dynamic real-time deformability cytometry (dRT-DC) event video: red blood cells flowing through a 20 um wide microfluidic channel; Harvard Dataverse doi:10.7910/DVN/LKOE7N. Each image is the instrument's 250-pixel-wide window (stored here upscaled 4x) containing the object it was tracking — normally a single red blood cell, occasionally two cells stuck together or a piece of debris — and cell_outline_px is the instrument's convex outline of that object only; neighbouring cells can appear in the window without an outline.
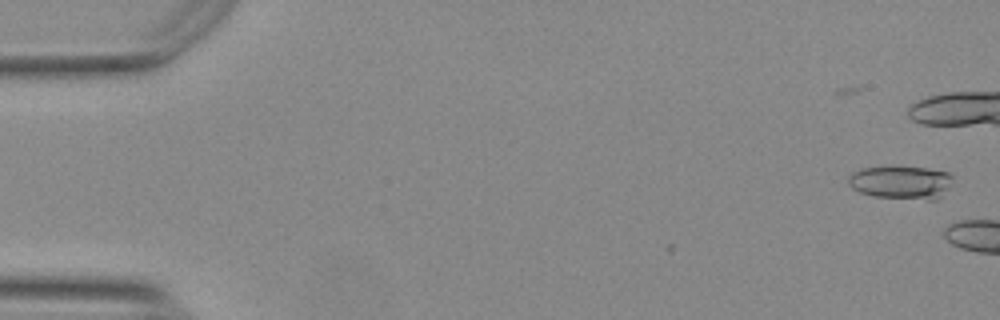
{"species": "Egyptian fruit bat (a non-hibernating species)", "species_latin": "Rousettus aegyptiacus", "temperature_condition": "warm", "stored_images_in_passage": 10, "camera_frame_rate_fps": 3000, "um_per_image_px": 0.085, "animal": {"sex": "female"}, "frame": {"image": 1, "passage_image": 1, "time_ms": 0.0, "image_size_px": [1000, 320], "cell_outline_px": [[952, 176], [948, 188], [936, 200], [928, 200], [872, 196], [860, 192], [852, 188], [848, 184], [848, 176], [852, 172], [860, 168], [892, 164], [924, 168], [948, 172]], "centroid_in_image_um": [76.53, 15.46], "position_along_channel_um": 8.5, "area_um2": 20.81}}